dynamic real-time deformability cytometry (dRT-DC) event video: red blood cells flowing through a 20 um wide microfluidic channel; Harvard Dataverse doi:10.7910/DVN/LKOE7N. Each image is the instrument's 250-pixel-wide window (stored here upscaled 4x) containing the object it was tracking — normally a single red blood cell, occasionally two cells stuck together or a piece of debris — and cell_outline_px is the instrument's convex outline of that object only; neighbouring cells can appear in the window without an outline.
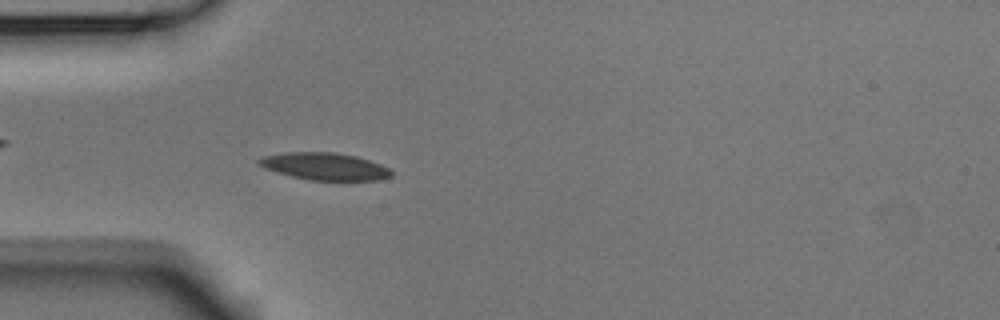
{"species": "Egyptian fruit bat (a non-hibernating species)", "species_latin": "Rousettus aegyptiacus", "temperature_condition": "room temperature", "stored_images_in_passage": 53, "camera_frame_rate_fps": 3000, "um_per_image_px": 0.085, "animal": {"sex": "male"}, "frame": {"image": 1, "passage_image": 15, "time_ms": 4.667, "image_size_px": [1000, 320], "cell_outline_px": [[392, 176], [380, 180], [308, 180], [292, 176], [264, 168], [256, 164], [256, 160], [260, 156], [284, 152], [336, 152], [356, 156], [380, 164], [388, 168], [392, 172]], "centroid_in_image_um": [27.55, 14.13], "position_along_channel_um": 57.5, "area_um2": 21.15}}
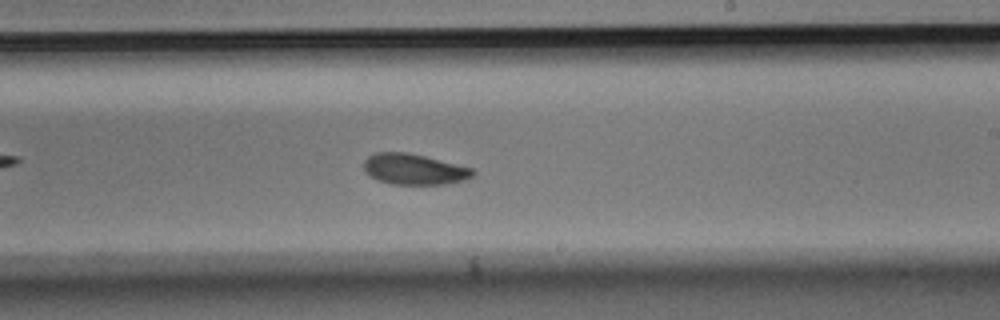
{"frame": {"image": 2, "passage_image": 31, "time_ms": 10.0, "image_size_px": [1000, 320], "cell_outline_px": [[476, 172], [472, 176], [464, 180], [444, 184], [392, 184], [376, 180], [364, 168], [364, 160], [368, 156], [376, 152], [408, 152], [472, 168]], "centroid_in_image_um": [35.19, 14.38], "position_along_channel_um": 253.8, "area_um2": 19.36}}
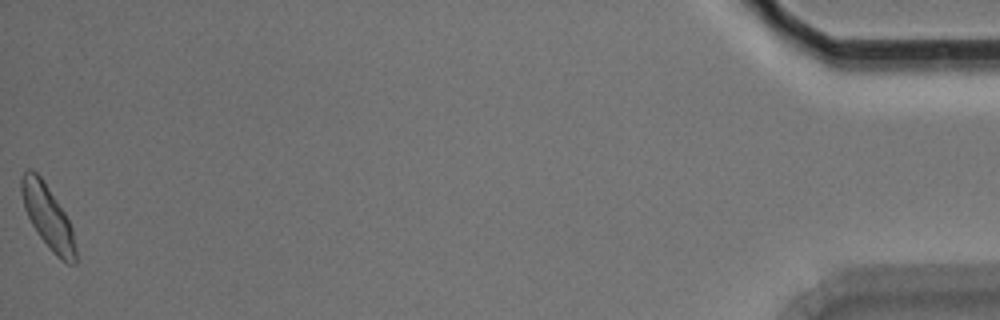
{"frame": {"image": 3, "passage_image": 53, "time_ms": 17.333, "image_size_px": [1000, 320], "cell_outline_px": [[76, 264], [68, 264], [60, 260], [52, 252], [40, 236], [32, 224], [24, 208], [20, 192], [20, 180], [24, 172], [28, 168], [32, 168], [40, 176], [64, 212], [72, 228], [76, 248]], "centroid_in_image_um": [4.05, 18.43], "position_along_channel_um": 431.1, "area_um2": 19.88}, "authors_computed_cell_mechanics": {"area_um2": 19.7676, "velocity_mm_per_s": 3.7515, "shape_relaxation_time_tau1_ms": 2.1461, "shape_relaxation_time_tau2_ms": 5.3142, "deformation_change_tau1": 0.1208, "deformation_change_tau2": 0.105}}